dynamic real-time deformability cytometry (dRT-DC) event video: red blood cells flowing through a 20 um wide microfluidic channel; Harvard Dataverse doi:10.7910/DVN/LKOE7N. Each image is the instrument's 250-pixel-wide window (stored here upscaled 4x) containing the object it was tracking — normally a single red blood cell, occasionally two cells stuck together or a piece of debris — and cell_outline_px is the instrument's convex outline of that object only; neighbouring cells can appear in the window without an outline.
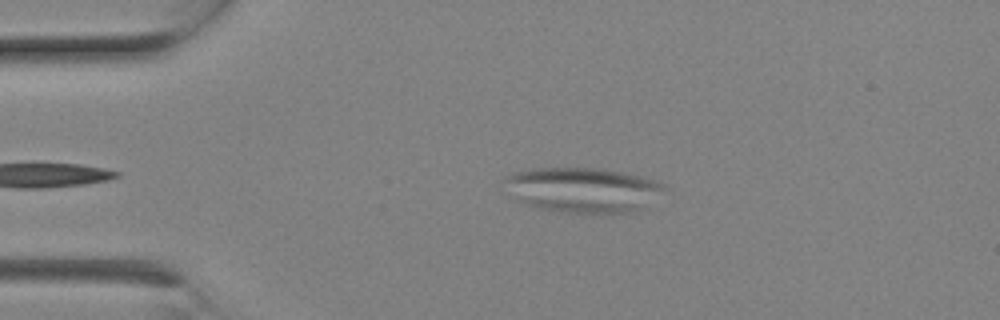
{"species": "Egyptian fruit bat (a non-hibernating species)", "species_latin": "Rousettus aegyptiacus", "temperature_condition": "room temperature", "stored_images_in_passage": 4, "camera_frame_rate_fps": 3000, "um_per_image_px": 0.085, "animal": {"sex": "female"}, "frame": {"image": 1, "passage_image": 1, "time_ms": 0.0, "image_size_px": [1000, 320], "cell_outline_px": [[668, 188], [644, 208], [628, 212], [604, 216], [560, 212], [540, 208], [516, 200], [504, 180], [504, 176], [512, 172], [532, 168], [604, 168], [624, 172], [656, 180], [664, 184]], "centroid_in_image_um": [49.6, 16.16], "position_along_channel_um": 35.4, "area_um2": 42.77}}